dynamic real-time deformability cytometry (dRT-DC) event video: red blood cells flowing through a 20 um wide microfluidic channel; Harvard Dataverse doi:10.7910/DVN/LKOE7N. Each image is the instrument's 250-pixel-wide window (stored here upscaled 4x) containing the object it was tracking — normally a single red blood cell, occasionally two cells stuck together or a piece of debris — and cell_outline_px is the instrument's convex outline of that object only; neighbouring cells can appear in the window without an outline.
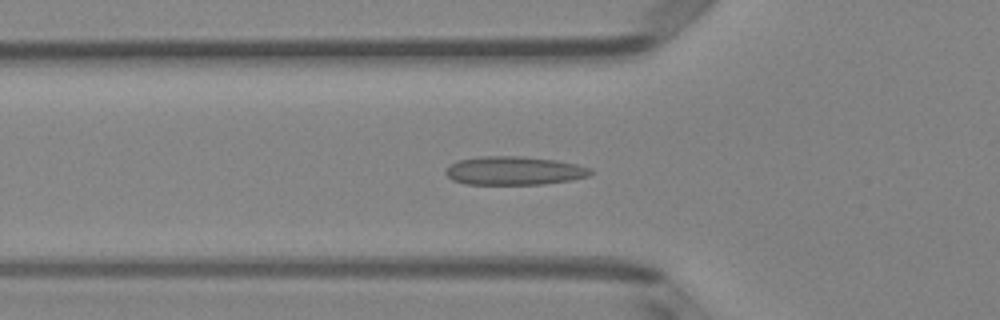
{"species": "Egyptian fruit bat (a non-hibernating species)", "species_latin": "Rousettus aegyptiacus", "temperature_condition": "room temperature", "stored_images_in_passage": 46, "camera_frame_rate_fps": 3000, "um_per_image_px": 0.085, "animal": {"sex": "female"}, "frame": {"image": 1, "passage_image": 12, "time_ms": 3.667, "image_size_px": [1000, 320], "cell_outline_px": [[592, 172], [588, 176], [572, 180], [544, 184], [464, 184], [452, 180], [444, 172], [452, 164], [460, 160], [480, 156], [520, 156], [556, 160], [576, 164], [592, 168]], "centroid_in_image_um": [43.72, 14.51], "position_along_channel_um": 82.1, "area_um2": 24.04}}
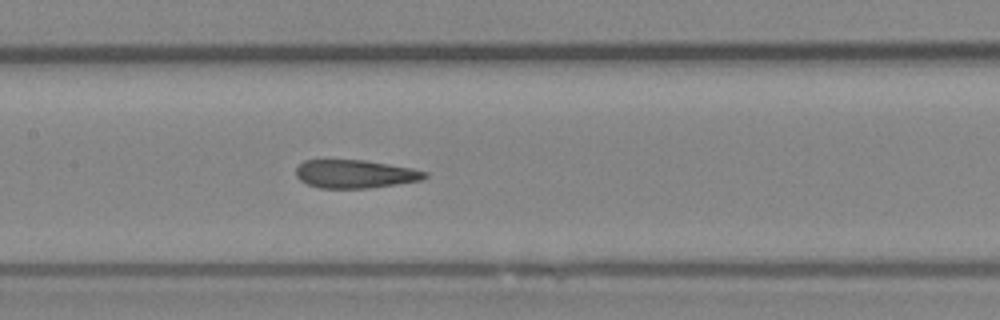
{"frame": {"image": 2, "passage_image": 19, "time_ms": 6.0, "image_size_px": [1000, 320], "cell_outline_px": [[428, 176], [424, 180], [368, 188], [320, 188], [308, 184], [300, 180], [296, 176], [296, 168], [304, 160], [364, 160], [412, 168], [428, 172]], "centroid_in_image_um": [30.2, 14.79], "position_along_channel_um": 177.2, "area_um2": 21.21}}
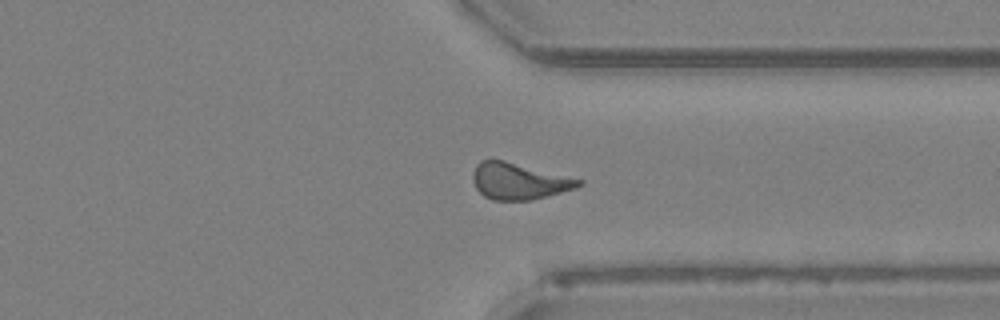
{"frame": {"image": 3, "passage_image": 33, "time_ms": 10.667, "image_size_px": [1000, 320], "cell_outline_px": [[584, 184], [576, 188], [532, 200], [492, 200], [484, 196], [476, 188], [472, 180], [472, 172], [476, 164], [480, 160], [492, 156], [584, 180]], "centroid_in_image_um": [44.07, 15.35], "position_along_channel_um": 367.3, "area_um2": 23.18}, "authors_computed_cell_mechanics": {"area_um2": 21.964, "velocity_mm_per_s": 4.0738, "shape_relaxation_time_tau1_ms": null, "shape_relaxation_time_tau2_ms": 2.4728, "deformation_change_tau1": null, "deformation_change_tau2": 0.0918}}